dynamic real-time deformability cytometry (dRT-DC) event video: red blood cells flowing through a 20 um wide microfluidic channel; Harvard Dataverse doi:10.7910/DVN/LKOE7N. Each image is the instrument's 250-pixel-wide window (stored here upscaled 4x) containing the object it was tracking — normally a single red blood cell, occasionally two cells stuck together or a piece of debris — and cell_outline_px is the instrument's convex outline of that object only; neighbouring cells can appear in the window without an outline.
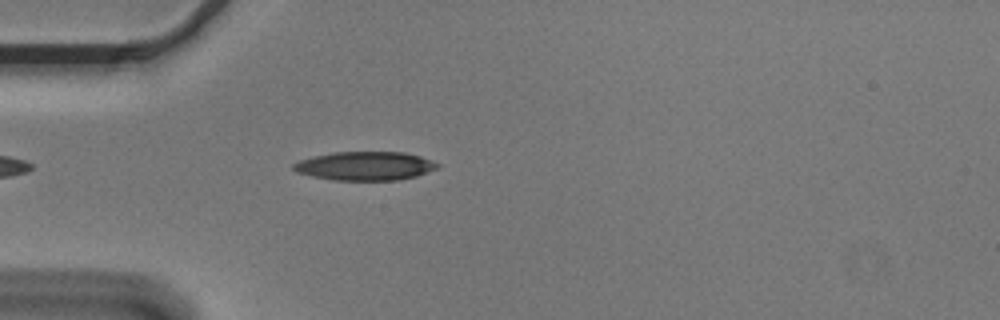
{"species": "Egyptian fruit bat (a non-hibernating species)", "species_latin": "Rousettus aegyptiacus", "temperature_condition": "cold", "stored_images_in_passage": 38, "camera_frame_rate_fps": 3000, "um_per_image_px": 0.085, "animal": {"sex": "male"}, "frame": {"image": 1, "passage_image": 1, "time_ms": 0.0, "image_size_px": [1000, 320], "cell_outline_px": [[440, 164], [436, 168], [416, 176], [396, 180], [332, 180], [312, 176], [296, 172], [292, 168], [292, 164], [300, 160], [332, 152], [404, 152], [420, 156], [432, 160]], "centroid_in_image_um": [31.02, 14.1], "position_along_channel_um": 54.0, "area_um2": 23.99}}
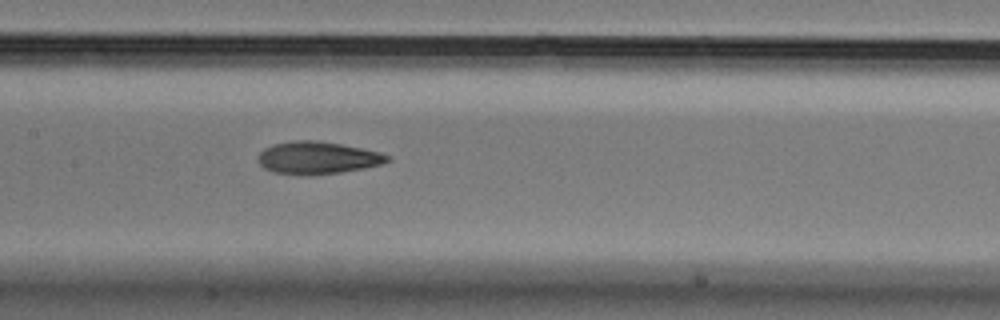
{"frame": {"image": 2, "passage_image": 12, "time_ms": 3.667, "image_size_px": [1000, 320], "cell_outline_px": [[392, 160], [380, 164], [364, 168], [340, 172], [304, 176], [272, 172], [264, 168], [256, 160], [256, 156], [264, 148], [272, 144], [292, 140], [316, 140], [340, 144], [380, 152], [392, 156]], "centroid_in_image_um": [26.95, 13.41], "position_along_channel_um": 180.5, "area_um2": 24.74}}
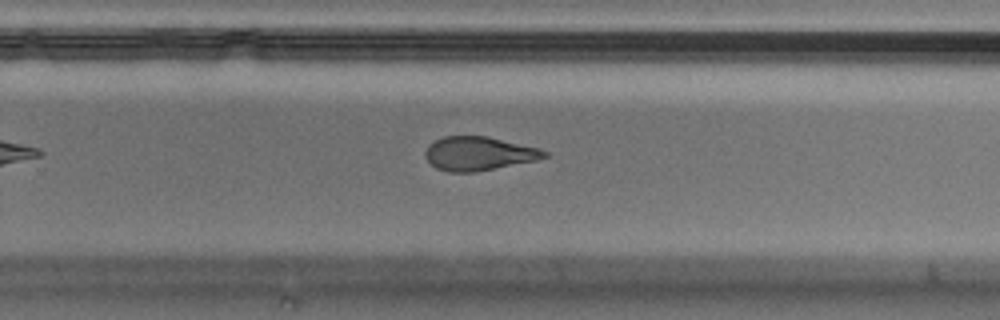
{"frame": {"image": 3, "passage_image": 21, "time_ms": 6.667, "image_size_px": [1000, 320], "cell_outline_px": [[552, 156], [536, 160], [476, 172], [448, 172], [436, 168], [424, 156], [424, 152], [428, 144], [444, 136], [488, 136], [540, 148], [548, 152]], "centroid_in_image_um": [40.71, 13.05], "position_along_channel_um": 289.1, "area_um2": 23.64}, "authors_computed_cell_mechanics": {"area_um2": 24.6806, "velocity_mm_per_s": 3.642, "shape_relaxation_time_tau1_ms": 7.482, "shape_relaxation_time_tau2_ms": 2.6416, "deformation_change_tau1": 0.2039, "deformation_change_tau2": 0.1108}}